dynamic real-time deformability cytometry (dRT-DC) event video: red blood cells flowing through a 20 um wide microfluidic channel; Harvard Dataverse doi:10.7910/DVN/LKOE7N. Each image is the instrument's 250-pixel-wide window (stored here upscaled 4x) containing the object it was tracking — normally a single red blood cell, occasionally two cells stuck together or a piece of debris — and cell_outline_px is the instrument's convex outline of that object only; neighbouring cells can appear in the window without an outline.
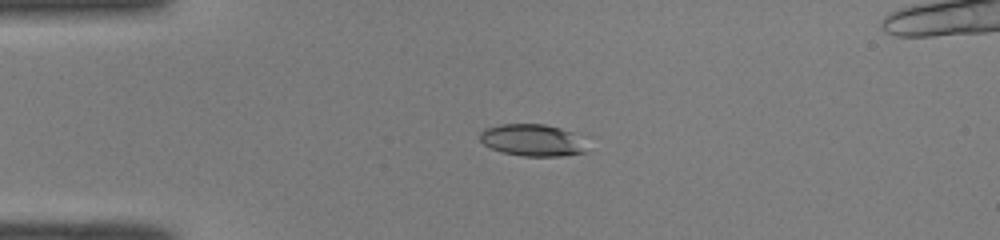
{"species": "common noctule bat (a hibernating species)", "species_latin": "Nyctalus noctula", "temperature_condition": "room temperature", "stored_images_in_passage": 40, "camera_frame_rate_fps": 3000, "um_per_image_px": 0.085, "animal": {"sex": "male", "body_mass_g": 19.0, "forearm_length_mm": 50.8}, "frame": {"image": 1, "passage_image": 8, "time_ms": 2.333, "image_size_px": [1000, 240], "cell_outline_px": [[588, 152], [560, 156], [524, 156], [504, 152], [492, 148], [484, 144], [480, 140], [480, 132], [484, 128], [500, 124], [544, 124], [560, 128], [572, 132]], "centroid_in_image_um": [45.19, 11.91], "position_along_channel_um": 39.8, "area_um2": 19.54}}
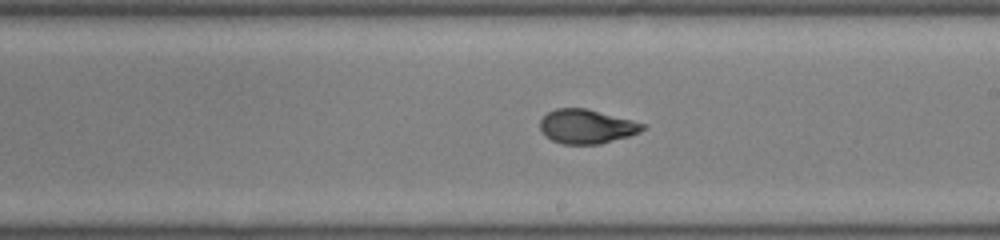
{"frame": {"image": 2, "passage_image": 25, "time_ms": 8.0, "image_size_px": [1000, 240], "cell_outline_px": [[644, 128], [640, 132], [628, 136], [600, 144], [564, 144], [552, 140], [540, 128], [540, 120], [548, 112], [556, 108], [584, 108], [632, 120], [644, 124]], "centroid_in_image_um": [49.85, 10.75], "position_along_channel_um": 239.1, "area_um2": 20.06}}
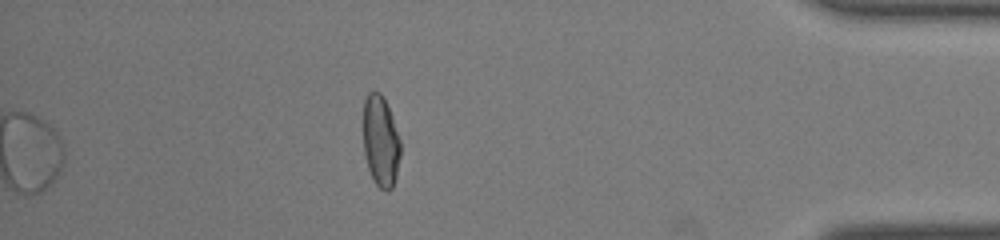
{"frame": {"image": 3, "passage_image": 40, "time_ms": 13.0, "image_size_px": [1000, 240], "cell_outline_px": [[400, 156], [396, 176], [392, 188], [388, 192], [384, 192], [376, 184], [368, 168], [364, 152], [364, 100], [368, 92], [380, 92], [384, 96], [392, 116], [400, 140]], "centroid_in_image_um": [32.36, 12.0], "position_along_channel_um": 402.8, "area_um2": 19.77}, "authors_computed_cell_mechanics": {"area_um2": 20.5768, "velocity_mm_per_s": 4.0825, "shape_relaxation_time_tau1_ms": 5.5291, "shape_relaxation_time_tau2_ms": 1.456, "deformation_change_tau1": 0.2133, "deformation_change_tau2": 0.0629}}